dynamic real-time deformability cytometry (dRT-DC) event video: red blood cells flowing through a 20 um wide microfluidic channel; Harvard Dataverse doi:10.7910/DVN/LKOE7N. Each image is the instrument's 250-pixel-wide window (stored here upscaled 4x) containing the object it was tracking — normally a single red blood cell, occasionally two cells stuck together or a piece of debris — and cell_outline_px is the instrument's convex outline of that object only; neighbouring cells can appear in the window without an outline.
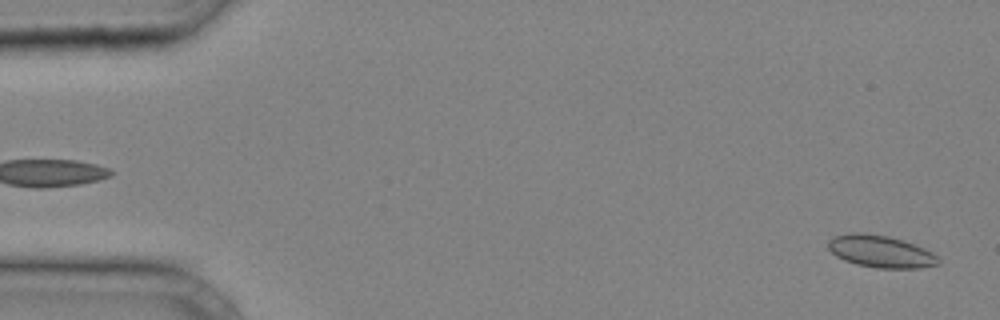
{"species": "common noctule bat (a hibernating species)", "species_latin": "Nyctalus noctula", "temperature_condition": "cold", "stored_images_in_passage": 39, "camera_frame_rate_fps": 3000, "um_per_image_px": 0.085, "animal": {"sex": "male", "body_mass_g": 20.4}, "frame": {"image": 1, "passage_image": 1, "time_ms": 0.0, "image_size_px": [1000, 320], "cell_outline_px": [[940, 264], [920, 268], [876, 268], [856, 264], [844, 260], [836, 256], [828, 248], [828, 240], [832, 236], [852, 232], [860, 232], [888, 236], [924, 248], [932, 252], [940, 260]], "centroid_in_image_um": [74.83, 21.37], "position_along_channel_um": 10.2, "area_um2": 20.63}}
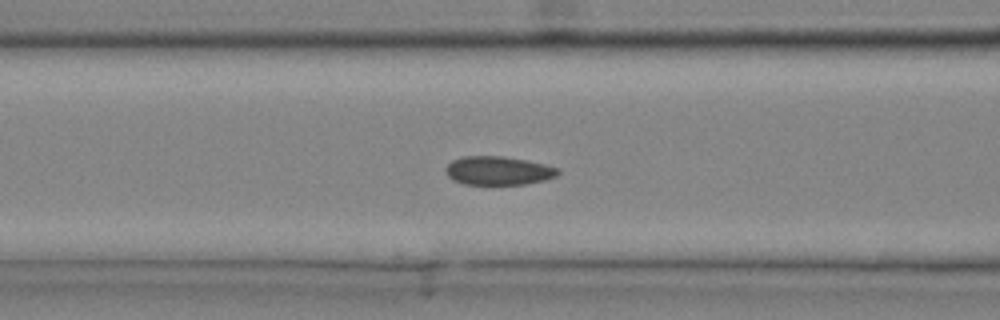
{"frame": {"image": 2, "passage_image": 16, "time_ms": 5.0, "image_size_px": [1000, 320], "cell_outline_px": [[560, 172], [556, 176], [544, 180], [524, 184], [464, 184], [452, 180], [448, 176], [444, 168], [452, 160], [464, 156], [504, 156], [544, 164], [560, 168]], "centroid_in_image_um": [42.34, 14.5], "position_along_channel_um": 124.3, "area_um2": 18.73}}
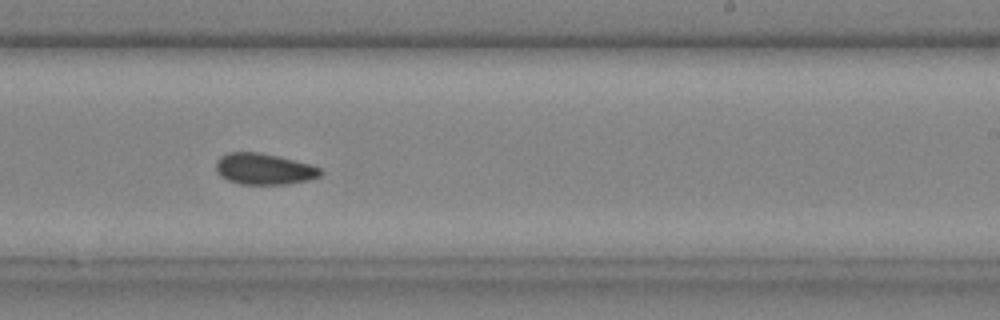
{"frame": {"image": 3, "passage_image": 25, "time_ms": 8.0, "image_size_px": [1000, 320], "cell_outline_px": [[324, 172], [320, 176], [308, 180], [288, 184], [240, 184], [228, 180], [220, 176], [216, 172], [216, 160], [220, 156], [228, 152], [260, 152], [308, 164], [320, 168]], "centroid_in_image_um": [22.4, 14.37], "position_along_channel_um": 266.6, "area_um2": 18.96}}